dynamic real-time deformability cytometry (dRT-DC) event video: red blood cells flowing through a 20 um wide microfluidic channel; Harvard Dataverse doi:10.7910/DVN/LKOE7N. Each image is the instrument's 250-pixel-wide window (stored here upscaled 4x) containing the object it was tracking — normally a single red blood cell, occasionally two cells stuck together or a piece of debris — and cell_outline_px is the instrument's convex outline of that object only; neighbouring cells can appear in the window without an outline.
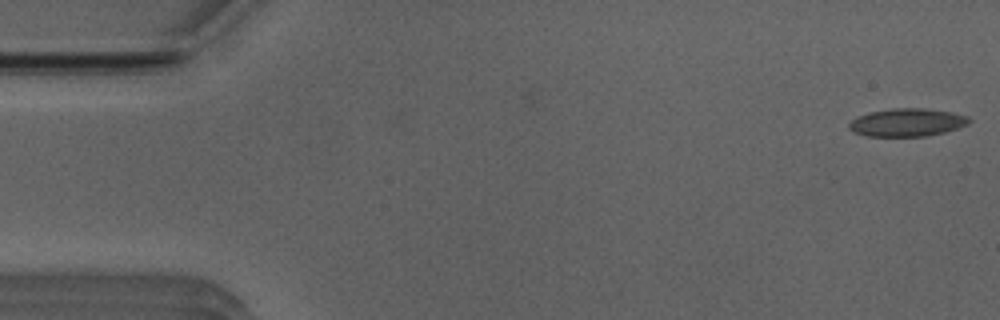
{"species": "Egyptian fruit bat (a non-hibernating species)", "species_latin": "Rousettus aegyptiacus", "temperature_condition": "room temperature", "stored_images_in_passage": 16, "camera_frame_rate_fps": 3000, "um_per_image_px": 0.085, "animal": {"sex": "male"}, "frame": {"image": 1, "passage_image": 1, "time_ms": 0.0, "image_size_px": [1000, 320], "cell_outline_px": [[972, 120], [968, 124], [944, 132], [924, 136], [868, 136], [856, 132], [848, 128], [848, 124], [856, 116], [872, 112], [892, 108], [924, 108], [952, 112], [968, 116]], "centroid_in_image_um": [77.12, 10.4], "position_along_channel_um": 7.9, "area_um2": 19.42}}